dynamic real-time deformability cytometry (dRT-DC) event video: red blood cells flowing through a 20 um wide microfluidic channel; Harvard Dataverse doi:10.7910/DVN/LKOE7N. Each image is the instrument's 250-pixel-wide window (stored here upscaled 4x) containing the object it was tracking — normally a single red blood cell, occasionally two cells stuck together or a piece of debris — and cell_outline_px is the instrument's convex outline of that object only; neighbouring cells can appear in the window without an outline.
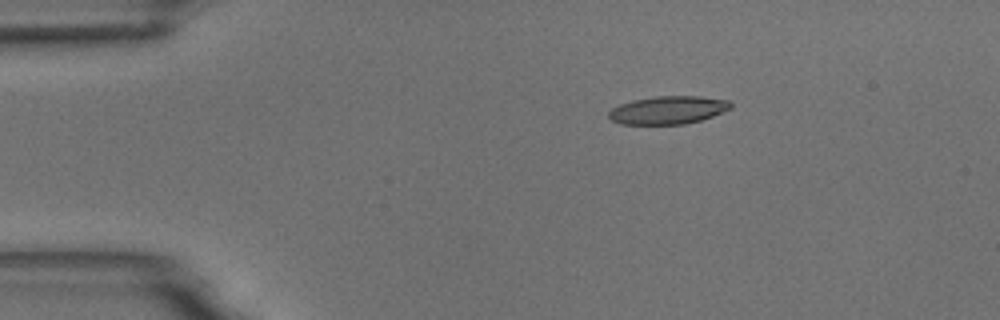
{"species": "common noctule bat (a hibernating species)", "species_latin": "Nyctalus noctula", "temperature_condition": "room temperature", "stored_images_in_passage": 9, "camera_frame_rate_fps": 3000, "um_per_image_px": 0.085, "animal": {"sex": "male", "body_mass_g": 18.8}, "frame": {"image": 1, "passage_image": 1, "time_ms": 0.0, "image_size_px": [1000, 320], "cell_outline_px": [[732, 108], [712, 116], [700, 120], [684, 124], [620, 124], [612, 120], [608, 116], [608, 112], [612, 108], [620, 104], [632, 100], [656, 96], [700, 96], [728, 100], [732, 104]], "centroid_in_image_um": [56.78, 9.35], "position_along_channel_um": 28.2, "area_um2": 19.88}}
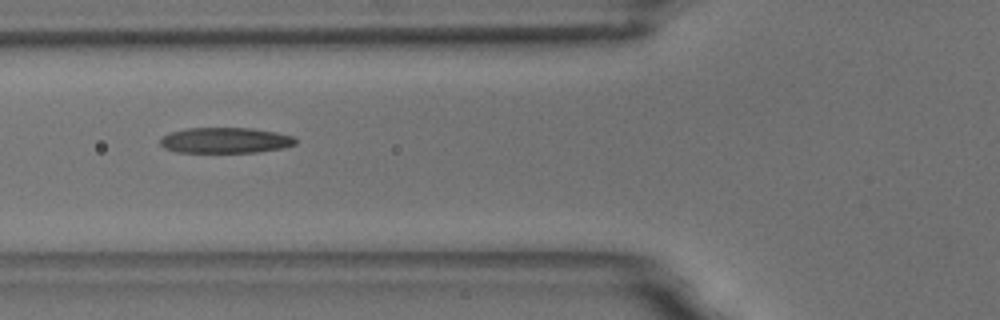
{"frame": {"image": 2, "passage_image": 4, "time_ms": 3.667, "image_size_px": [1000, 320], "cell_outline_px": [[296, 144], [284, 148], [256, 152], [176, 152], [164, 148], [160, 144], [160, 140], [164, 136], [172, 132], [188, 128], [252, 128], [276, 132], [292, 136], [296, 140]], "centroid_in_image_um": [19.17, 11.93], "position_along_channel_um": 106.6, "area_um2": 20.11}}
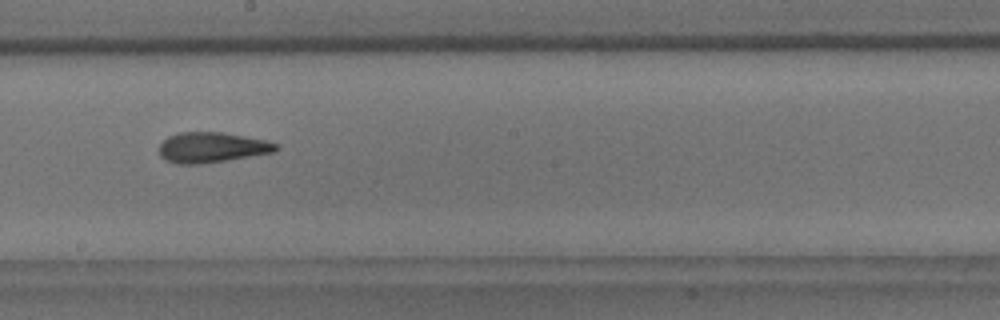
{"frame": {"image": 3, "passage_image": 7, "time_ms": 7.0, "image_size_px": [1000, 320], "cell_outline_px": [[280, 148], [276, 152], [200, 164], [176, 164], [164, 160], [160, 156], [160, 144], [168, 136], [180, 132], [224, 132], [264, 140], [280, 144]], "centroid_in_image_um": [18.02, 12.53], "position_along_channel_um": 230.2, "area_um2": 20.75}}